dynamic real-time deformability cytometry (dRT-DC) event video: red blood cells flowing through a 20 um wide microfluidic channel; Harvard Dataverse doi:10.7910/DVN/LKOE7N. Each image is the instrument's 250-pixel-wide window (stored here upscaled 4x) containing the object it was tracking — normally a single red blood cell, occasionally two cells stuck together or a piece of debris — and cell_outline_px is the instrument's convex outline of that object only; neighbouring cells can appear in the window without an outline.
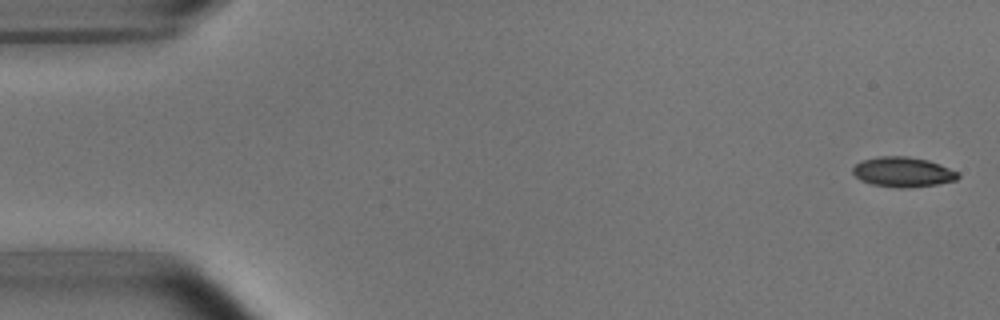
{"species": "common noctule bat (a hibernating species)", "species_latin": "Nyctalus noctula", "temperature_condition": "room temperature", "stored_images_in_passage": 4, "camera_frame_rate_fps": 3000, "um_per_image_px": 0.085, "animal": {"sex": "male", "body_mass_g": 15.6}, "frame": {"image": 1, "passage_image": 1, "time_ms": 0.0, "image_size_px": [1000, 320], "cell_outline_px": [[960, 176], [956, 180], [936, 184], [900, 188], [872, 184], [860, 180], [852, 172], [852, 168], [856, 164], [864, 160], [880, 156], [904, 156], [928, 160], [960, 172]], "centroid_in_image_um": [76.76, 14.61], "position_along_channel_um": 8.2, "area_um2": 18.15}}
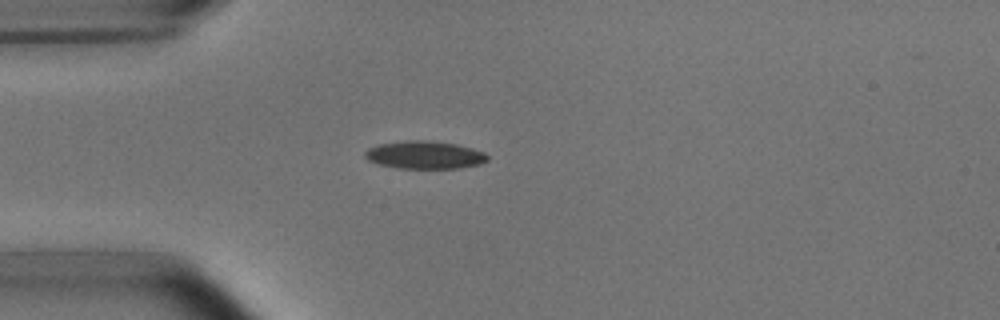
{"frame": {"image": 2, "passage_image": 4, "time_ms": 4.333, "image_size_px": [1000, 320], "cell_outline_px": [[488, 160], [480, 164], [456, 168], [400, 168], [380, 164], [368, 160], [364, 156], [364, 152], [368, 148], [376, 144], [408, 140], [424, 140], [456, 144], [472, 148], [484, 152], [488, 156]], "centroid_in_image_um": [36.08, 13.16], "position_along_channel_um": 48.9, "area_um2": 19.77}}